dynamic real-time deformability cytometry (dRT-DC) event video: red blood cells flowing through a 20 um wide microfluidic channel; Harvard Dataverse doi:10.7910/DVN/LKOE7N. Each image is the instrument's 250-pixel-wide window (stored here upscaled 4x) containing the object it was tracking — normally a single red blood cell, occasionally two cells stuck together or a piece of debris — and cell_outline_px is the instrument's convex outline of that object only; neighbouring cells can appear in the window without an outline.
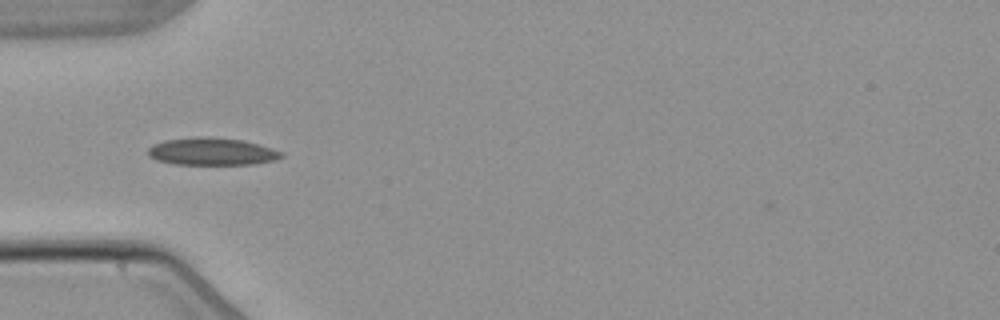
{"species": "common noctule bat (a hibernating species)", "species_latin": "Nyctalus noctula", "temperature_condition": "warm", "stored_images_in_passage": 1, "camera_frame_rate_fps": 3000, "um_per_image_px": 0.085, "animal": {"sex": "male", "body_mass_g": 21.5, "forearm_length_mm": 52.0}, "frame": {"image": 1, "passage_image": 1, "time_ms": 0.0, "image_size_px": [1000, 320], "cell_outline_px": [[284, 156], [276, 160], [252, 164], [176, 164], [156, 160], [148, 156], [148, 148], [152, 144], [164, 140], [200, 136], [212, 136], [244, 140], [272, 148], [284, 152]], "centroid_in_image_um": [18.01, 12.87], "position_along_channel_um": 67.0, "area_um2": 21.56}}